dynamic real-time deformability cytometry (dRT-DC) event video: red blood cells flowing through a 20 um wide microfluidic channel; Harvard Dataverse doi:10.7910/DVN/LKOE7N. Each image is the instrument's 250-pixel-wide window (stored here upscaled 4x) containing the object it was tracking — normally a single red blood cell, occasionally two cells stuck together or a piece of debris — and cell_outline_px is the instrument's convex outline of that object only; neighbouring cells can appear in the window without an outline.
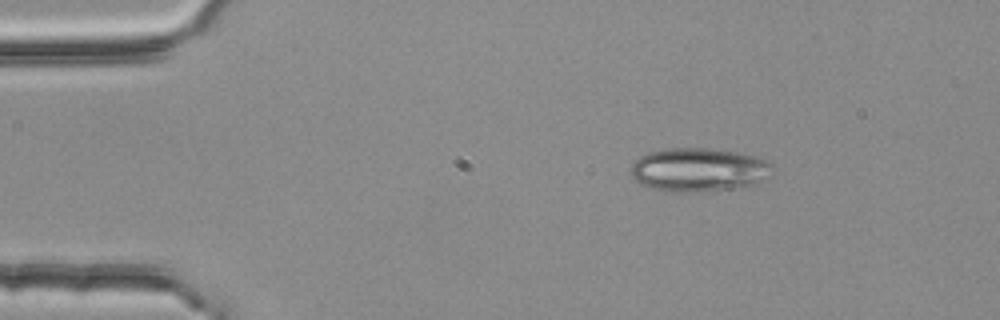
{"species": "common noctule bat (a hibernating species)", "species_latin": "Nyctalus noctula", "temperature_condition": "room temperature", "stored_images_in_passage": 4, "camera_frame_rate_fps": 3000, "um_per_image_px": 0.085, "animal": {"sex": "female", "body_mass_g": 25.1}, "frame": {"image": 1, "passage_image": 2, "time_ms": 0.333, "image_size_px": [1000, 320], "cell_outline_px": [[772, 164], [764, 180], [756, 184], [728, 188], [692, 192], [664, 192], [648, 188], [640, 184], [632, 176], [632, 164], [640, 156], [648, 152], [668, 148], [712, 148], [740, 152], [756, 156], [768, 160]], "centroid_in_image_um": [59.35, 14.42], "position_along_channel_um": 25.6, "area_um2": 36.07}}